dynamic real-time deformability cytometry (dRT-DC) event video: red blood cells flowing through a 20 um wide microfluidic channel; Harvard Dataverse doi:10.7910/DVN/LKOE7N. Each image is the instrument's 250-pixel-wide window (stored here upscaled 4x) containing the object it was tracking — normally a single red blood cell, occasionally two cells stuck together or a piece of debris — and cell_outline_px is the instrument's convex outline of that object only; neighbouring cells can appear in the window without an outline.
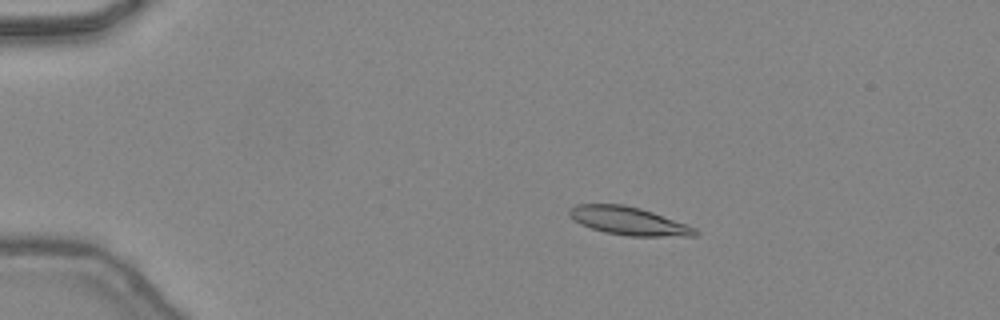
{"species": "common noctule bat (a hibernating species)", "species_latin": "Nyctalus noctula", "temperature_condition": "warm", "stored_images_in_passage": 47, "camera_frame_rate_fps": 3000, "um_per_image_px": 0.085, "animal": {"sex": "female", "body_mass_g": 24.6, "forearm_length_mm": 56.2}, "frame": {"image": 1, "passage_image": 10, "time_ms": 3.0, "image_size_px": [1000, 320], "cell_outline_px": [[700, 232], [696, 236], [628, 236], [604, 232], [580, 224], [568, 212], [576, 204], [624, 204], [640, 208], [652, 212], [696, 228]], "centroid_in_image_um": [53.46, 18.78], "position_along_channel_um": 31.5, "area_um2": 20.35}}
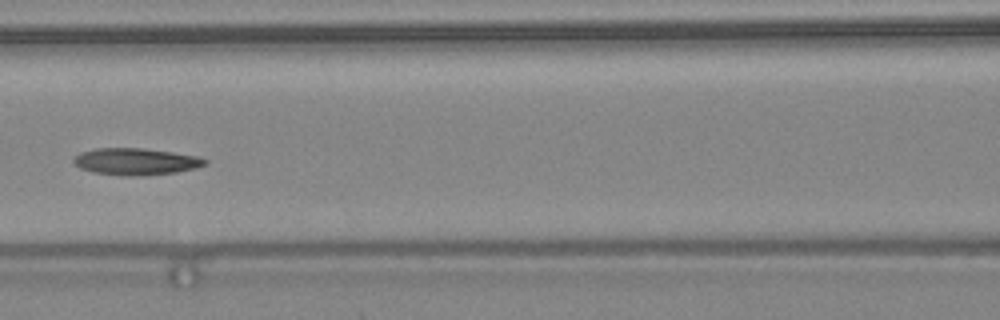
{"frame": {"image": 2, "passage_image": 23, "time_ms": 7.333, "image_size_px": [1000, 320], "cell_outline_px": [[208, 164], [196, 168], [176, 172], [140, 176], [128, 176], [92, 172], [80, 168], [72, 160], [80, 152], [96, 148], [144, 148], [172, 152], [196, 156], [208, 160]], "centroid_in_image_um": [11.55, 13.73], "position_along_channel_um": 155.0, "area_um2": 20.52}}
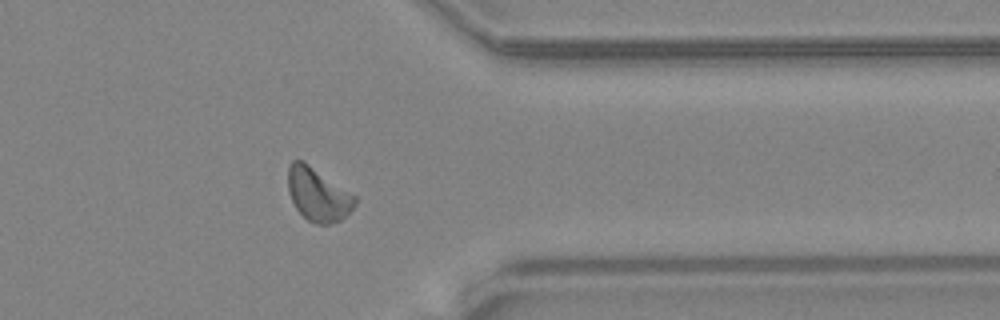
{"frame": {"image": 3, "passage_image": 39, "time_ms": 12.667, "image_size_px": [1000, 320], "cell_outline_px": [[356, 204], [340, 220], [328, 224], [316, 224], [308, 220], [296, 208], [288, 192], [288, 164], [292, 160], [304, 160], [356, 196]], "centroid_in_image_um": [27.0, 16.5], "position_along_channel_um": 384.4, "area_um2": 20.69}, "authors_computed_cell_mechanics": {"area_um2": 20.1722, "velocity_mm_per_s": 4.4553, "shape_relaxation_time_tau1_ms": 5.3882, "shape_relaxation_time_tau2_ms": null, "deformation_change_tau1": 0.1547, "deformation_change_tau2": null}}